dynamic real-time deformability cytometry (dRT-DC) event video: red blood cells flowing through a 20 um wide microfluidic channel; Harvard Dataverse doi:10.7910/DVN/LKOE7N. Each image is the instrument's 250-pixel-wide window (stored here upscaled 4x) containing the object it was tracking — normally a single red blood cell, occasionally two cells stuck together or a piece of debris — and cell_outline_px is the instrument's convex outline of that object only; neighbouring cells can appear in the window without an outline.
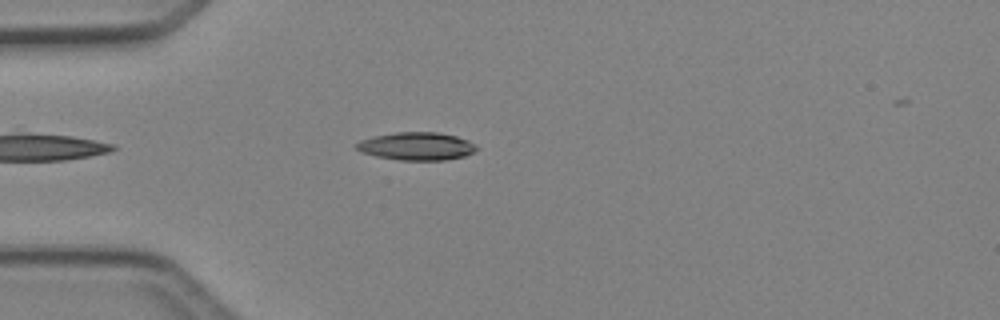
{"species": "Egyptian fruit bat (a non-hibernating species)", "species_latin": "Rousettus aegyptiacus", "temperature_condition": "cold", "stored_images_in_passage": 40, "camera_frame_rate_fps": 3000, "um_per_image_px": 0.085, "animal": {"sex": "female"}, "frame": {"image": 1, "passage_image": 6, "time_ms": 1.667, "image_size_px": [1000, 320], "cell_outline_px": [[480, 148], [464, 156], [444, 160], [400, 160], [376, 156], [360, 152], [356, 148], [356, 144], [360, 140], [372, 136], [396, 132], [436, 132], [456, 136], [468, 140], [476, 144]], "centroid_in_image_um": [35.41, 12.42], "position_along_channel_um": 49.6, "area_um2": 19.59}}
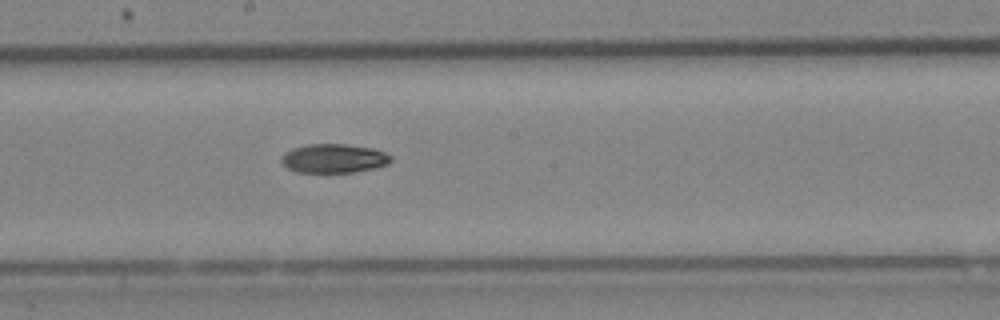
{"frame": {"image": 2, "passage_image": 19, "time_ms": 6.0, "image_size_px": [1000, 320], "cell_outline_px": [[392, 160], [388, 164], [376, 168], [352, 172], [296, 172], [288, 168], [280, 160], [284, 152], [292, 148], [308, 144], [344, 144], [372, 148], [384, 152], [392, 156]], "centroid_in_image_um": [28.38, 13.46], "position_along_channel_um": 219.8, "area_um2": 18.5}}
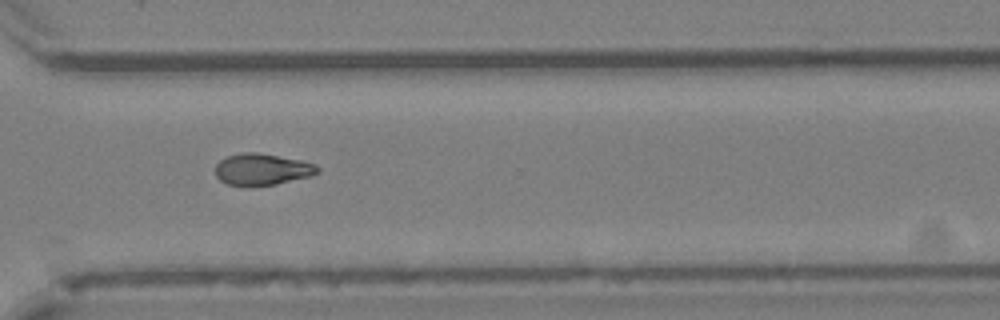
{"frame": {"image": 3, "passage_image": 28, "time_ms": 9.0, "image_size_px": [1000, 320], "cell_outline_px": [[320, 172], [312, 176], [276, 184], [228, 184], [220, 180], [216, 176], [216, 164], [220, 160], [228, 156], [244, 152], [256, 152], [300, 160], [316, 164], [320, 168]], "centroid_in_image_um": [22.33, 14.37], "position_along_channel_um": 348.3, "area_um2": 18.44}, "authors_computed_cell_mechanics": {"area_um2": 18.9873, "velocity_mm_per_s": 4.278, "shape_relaxation_time_tau1_ms": 5.1877, "shape_relaxation_time_tau2_ms": null, "deformation_change_tau1": 0.1411, "deformation_change_tau2": null}}